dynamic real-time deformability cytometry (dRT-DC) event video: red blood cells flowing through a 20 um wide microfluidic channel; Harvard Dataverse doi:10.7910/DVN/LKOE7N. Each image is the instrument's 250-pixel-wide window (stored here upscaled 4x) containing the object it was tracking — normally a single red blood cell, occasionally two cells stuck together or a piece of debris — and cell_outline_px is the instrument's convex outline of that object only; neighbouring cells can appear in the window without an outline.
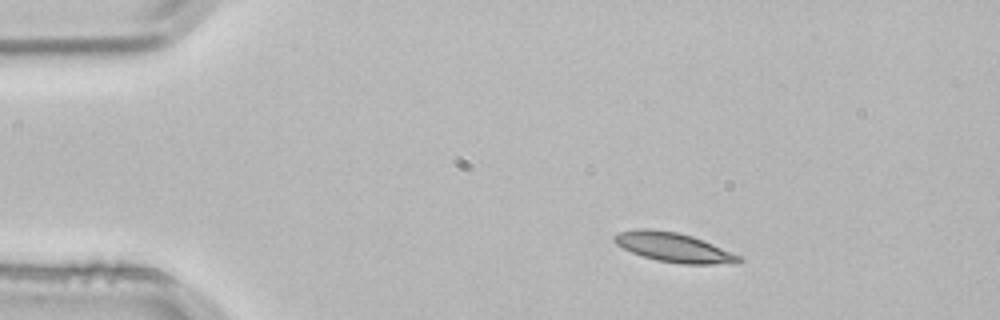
{"species": "common noctule bat (a hibernating species)", "species_latin": "Nyctalus noctula", "temperature_condition": "room temperature", "stored_images_in_passage": 2, "camera_frame_rate_fps": 3000, "um_per_image_px": 0.085, "animal": {"sex": "male", "body_mass_g": 21.5, "forearm_length_mm": 52.0}, "frame": {"image": 1, "passage_image": 1, "time_ms": 0.0, "image_size_px": [1000, 320], "cell_outline_px": [[744, 260], [736, 264], [680, 264], [656, 260], [632, 252], [616, 244], [612, 240], [612, 236], [620, 232], [636, 228], [652, 228], [676, 232], [692, 236], [712, 244], [740, 256]], "centroid_in_image_um": [57.25, 21.02], "position_along_channel_um": 27.8, "area_um2": 21.33}}